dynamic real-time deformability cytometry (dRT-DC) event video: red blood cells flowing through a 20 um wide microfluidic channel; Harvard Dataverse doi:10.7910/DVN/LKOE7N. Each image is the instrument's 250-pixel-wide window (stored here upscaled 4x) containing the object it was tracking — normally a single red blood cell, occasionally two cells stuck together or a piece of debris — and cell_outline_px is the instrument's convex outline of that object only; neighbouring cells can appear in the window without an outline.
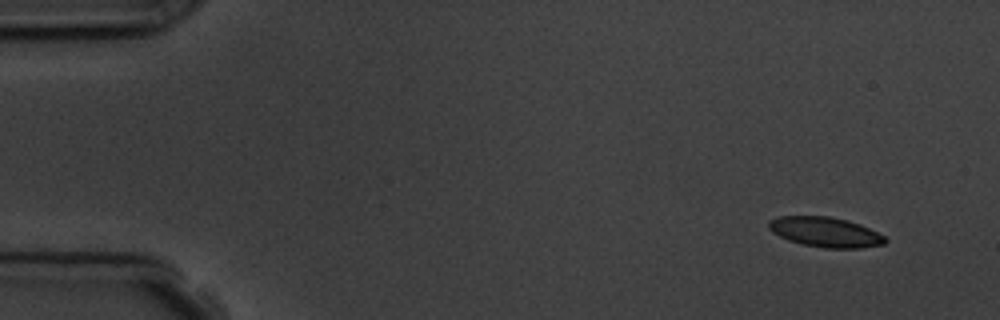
{"species": "common noctule bat (a hibernating species)", "species_latin": "Nyctalus noctula", "temperature_condition": "room temperature", "stored_images_in_passage": 9, "camera_frame_rate_fps": 3000, "um_per_image_px": 0.085, "animal": {"sex": "male", "body_mass_g": 19.5, "forearm_length_mm": 54.6}, "frame": {"image": 1, "passage_image": 1, "time_ms": 0.0, "image_size_px": [1000, 320], "cell_outline_px": [[888, 240], [884, 244], [860, 248], [824, 248], [804, 244], [788, 240], [772, 232], [768, 228], [768, 220], [780, 216], [828, 216], [848, 220], [860, 224], [884, 236]], "centroid_in_image_um": [70.14, 19.72], "position_along_channel_um": 14.9, "area_um2": 20.29}}
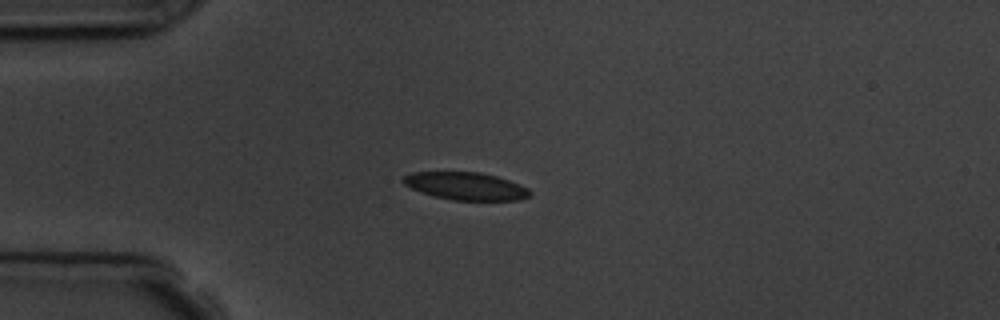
{"frame": {"image": 2, "passage_image": 4, "time_ms": 3.333, "image_size_px": [1000, 320], "cell_outline_px": [[532, 196], [520, 200], [452, 200], [420, 192], [404, 184], [400, 180], [404, 176], [412, 172], [480, 172], [496, 176], [508, 180], [528, 188], [532, 192]], "centroid_in_image_um": [39.61, 15.82], "position_along_channel_um": 45.4, "area_um2": 20.4}}